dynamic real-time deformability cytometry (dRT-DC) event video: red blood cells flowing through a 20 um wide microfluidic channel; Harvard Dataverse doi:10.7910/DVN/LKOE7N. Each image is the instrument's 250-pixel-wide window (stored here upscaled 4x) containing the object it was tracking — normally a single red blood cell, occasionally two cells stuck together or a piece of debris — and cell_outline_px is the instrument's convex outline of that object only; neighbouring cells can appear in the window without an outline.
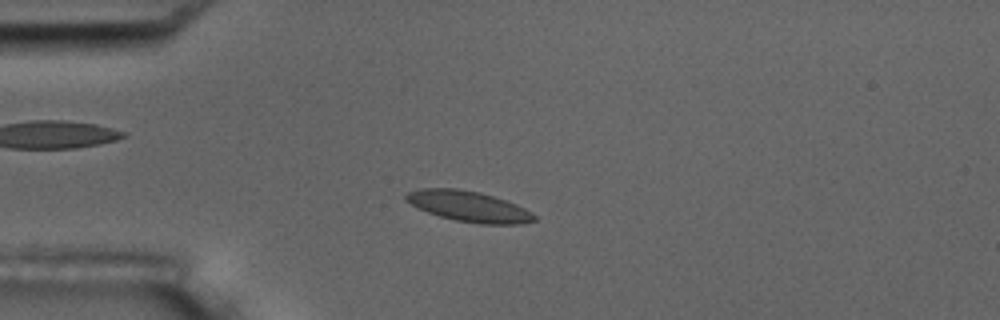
{"species": "common noctule bat (a hibernating species)", "species_latin": "Nyctalus noctula", "temperature_condition": "room temperature", "stored_images_in_passage": 5, "camera_frame_rate_fps": 3000, "um_per_image_px": 0.085, "animal": {"sex": "male", "body_mass_g": 17.5, "forearm_length_mm": 52.3}, "frame": {"image": 1, "passage_image": 4, "time_ms": 3.333, "image_size_px": [1000, 320], "cell_outline_px": [[536, 220], [520, 224], [480, 224], [456, 220], [440, 216], [428, 212], [404, 200], [404, 196], [408, 192], [420, 188], [456, 188], [480, 192], [516, 204], [532, 212], [536, 216]], "centroid_in_image_um": [39.85, 17.54], "position_along_channel_um": 45.2, "area_um2": 22.72}}